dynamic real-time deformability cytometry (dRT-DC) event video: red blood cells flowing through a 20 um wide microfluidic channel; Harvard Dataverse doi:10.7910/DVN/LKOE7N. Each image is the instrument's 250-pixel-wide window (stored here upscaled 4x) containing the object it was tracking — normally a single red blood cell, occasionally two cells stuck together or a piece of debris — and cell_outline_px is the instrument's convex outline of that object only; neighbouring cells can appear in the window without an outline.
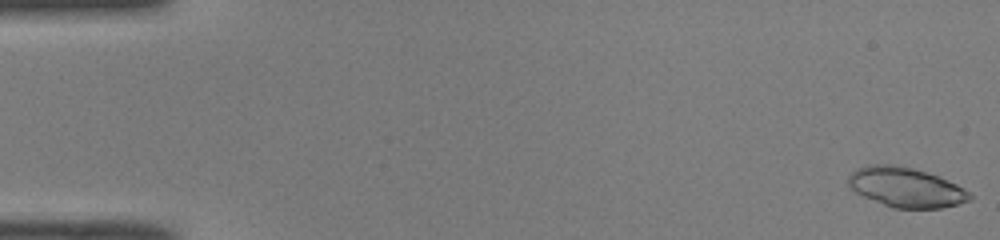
{"species": "common noctule bat (a hibernating species)", "species_latin": "Nyctalus noctula", "temperature_condition": "room temperature", "stored_images_in_passage": 50, "camera_frame_rate_fps": 3000, "um_per_image_px": 0.085, "animal": {"sex": "male", "body_mass_g": 19.0, "forearm_length_mm": 50.8}, "frame": {"image": 1, "passage_image": 1, "time_ms": 0.0, "image_size_px": [1000, 240], "cell_outline_px": [[972, 200], [940, 208], [892, 208], [864, 196], [848, 188], [848, 176], [856, 168], [868, 164], [896, 164], [912, 168], [940, 176], [964, 188], [972, 196]], "centroid_in_image_um": [76.98, 15.91], "position_along_channel_um": 8.0, "area_um2": 28.21}}
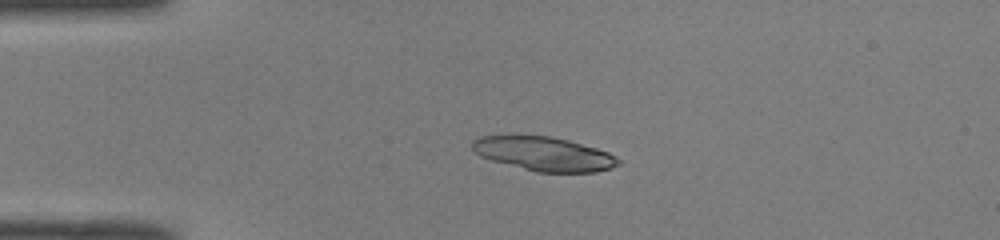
{"frame": {"image": 2, "passage_image": 12, "time_ms": 3.667, "image_size_px": [1000, 240], "cell_outline_px": [[620, 164], [612, 168], [596, 172], [536, 172], [492, 160], [480, 156], [472, 148], [472, 140], [480, 136], [552, 136], [568, 140], [596, 148], [608, 152], [620, 160]], "centroid_in_image_um": [46.25, 13.08], "position_along_channel_um": 38.7, "area_um2": 28.73}}